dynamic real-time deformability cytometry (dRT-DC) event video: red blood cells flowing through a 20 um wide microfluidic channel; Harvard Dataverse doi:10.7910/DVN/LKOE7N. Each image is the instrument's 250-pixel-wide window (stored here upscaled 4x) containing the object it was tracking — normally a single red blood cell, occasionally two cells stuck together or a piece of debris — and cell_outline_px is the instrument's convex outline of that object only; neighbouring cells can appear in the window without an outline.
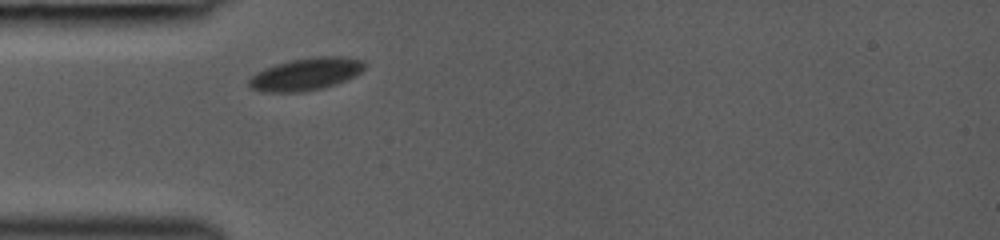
{"species": "common noctule bat (a hibernating species)", "species_latin": "Nyctalus noctula", "temperature_condition": "room temperature", "stored_images_in_passage": 31, "camera_frame_rate_fps": 3000, "um_per_image_px": 0.085, "animal": {"sex": "female", "body_mass_g": 19.0, "forearm_length_mm": 53.3}, "frame": {"image": 1, "passage_image": 1, "time_ms": 0.0, "image_size_px": [1000, 240], "cell_outline_px": [[364, 68], [356, 76], [336, 84], [324, 88], [300, 92], [260, 92], [252, 88], [248, 84], [248, 80], [256, 72], [264, 68], [288, 60], [316, 56], [344, 56], [364, 60]], "centroid_in_image_um": [26.0, 6.29], "position_along_channel_um": 59.0, "area_um2": 22.08}}
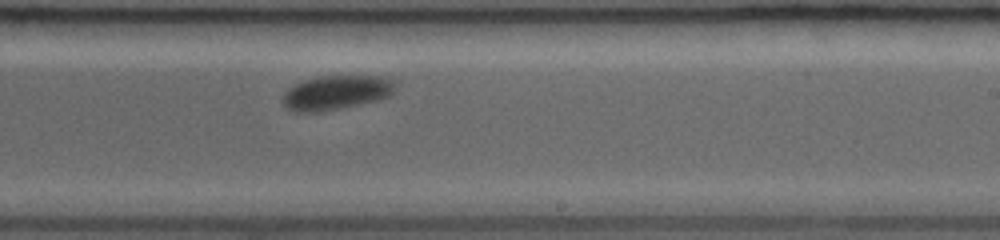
{"frame": {"image": 2, "passage_image": 18, "time_ms": 5.0, "image_size_px": [1000, 240], "cell_outline_px": [[396, 88], [388, 96], [376, 100], [340, 108], [316, 112], [296, 112], [284, 108], [284, 96], [288, 88], [304, 80], [320, 76], [380, 76], [396, 80]], "centroid_in_image_um": [28.59, 7.86], "position_along_channel_um": 260.4, "area_um2": 22.31}}
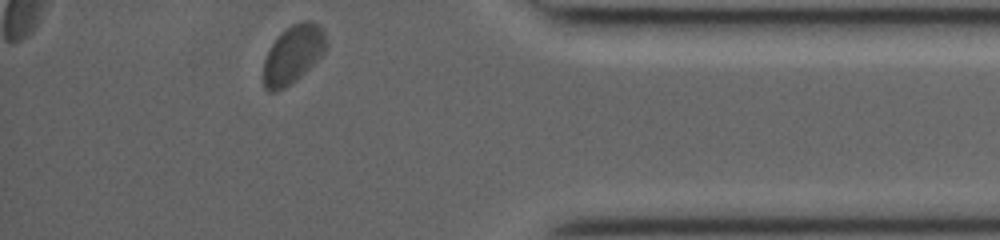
{"frame": {"image": 3, "passage_image": 31, "time_ms": 9.0, "image_size_px": [1000, 240], "cell_outline_px": [[328, 44], [324, 52], [300, 76], [284, 88], [276, 92], [268, 92], [264, 88], [264, 60], [272, 44], [280, 32], [284, 28], [292, 24], [304, 20], [312, 20], [320, 24], [324, 32]], "centroid_in_image_um": [24.91, 4.58], "position_along_channel_um": 410.3, "area_um2": 21.27}}